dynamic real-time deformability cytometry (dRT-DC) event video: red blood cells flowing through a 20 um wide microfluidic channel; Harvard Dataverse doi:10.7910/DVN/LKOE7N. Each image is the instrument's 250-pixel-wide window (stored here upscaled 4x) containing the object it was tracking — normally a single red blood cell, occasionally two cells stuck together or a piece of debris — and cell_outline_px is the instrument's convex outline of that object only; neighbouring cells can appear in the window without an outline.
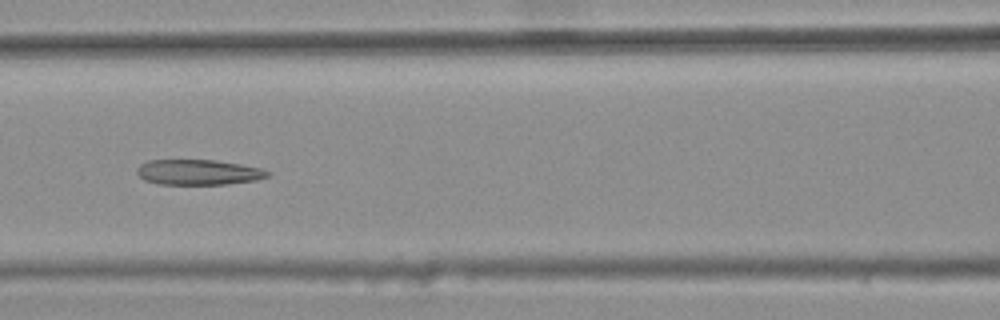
{"species": "common noctule bat (a hibernating species)", "species_latin": "Nyctalus noctula", "temperature_condition": "warm", "stored_images_in_passage": 10, "segment_of_instrument_passage": [1, 2], "camera_frame_rate_fps": 3000, "um_per_image_px": 0.085, "animal": {"sex": "female", "body_mass_g": 25.1}, "frame": {"image": 1, "passage_image": 7, "time_ms": 2.0, "image_size_px": [1000, 320], "cell_outline_px": [[272, 172], [268, 176], [256, 180], [228, 184], [160, 184], [144, 180], [136, 172], [136, 168], [140, 164], [148, 160], [216, 160], [240, 164], [260, 168]], "centroid_in_image_um": [16.85, 14.63], "position_along_channel_um": 149.7, "area_um2": 19.31}}
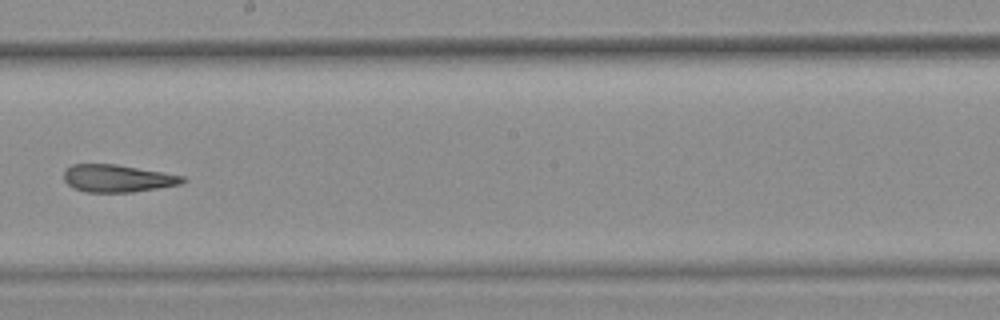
{"frame": {"image": 2, "passage_image": 9, "time_ms": 2.667, "image_size_px": [1000, 320], "cell_outline_px": [[188, 180], [180, 184], [132, 192], [84, 192], [72, 188], [64, 180], [64, 172], [72, 164], [116, 164], [164, 172], [184, 176]], "centroid_in_image_um": [9.99, 15.16], "position_along_channel_um": 238.2, "area_um2": 19.02}}